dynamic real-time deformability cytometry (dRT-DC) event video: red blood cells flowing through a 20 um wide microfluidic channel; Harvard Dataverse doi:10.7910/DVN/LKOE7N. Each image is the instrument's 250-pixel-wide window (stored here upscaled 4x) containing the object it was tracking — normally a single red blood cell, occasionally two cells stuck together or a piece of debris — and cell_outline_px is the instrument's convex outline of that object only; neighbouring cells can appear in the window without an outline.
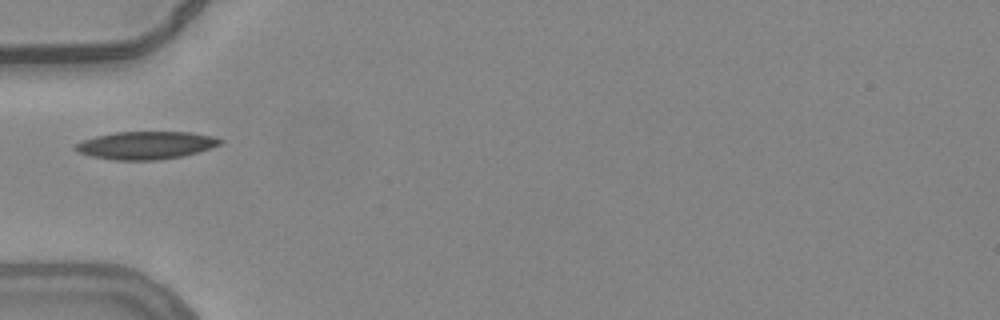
{"species": "common noctule bat (a hibernating species)", "species_latin": "Nyctalus noctula", "temperature_condition": "warm", "stored_images_in_passage": 37, "camera_frame_rate_fps": 3000, "um_per_image_px": 0.085, "animal": {"sex": "female", "body_mass_g": 24.6, "forearm_length_mm": 56.2}, "frame": {"image": 1, "passage_image": 1, "time_ms": 0.0, "image_size_px": [1000, 320], "cell_outline_px": [[224, 140], [220, 144], [212, 148], [184, 156], [156, 160], [112, 160], [92, 156], [80, 152], [72, 148], [76, 144], [84, 140], [96, 136], [116, 132], [192, 132], [212, 136]], "centroid_in_image_um": [12.43, 12.35], "position_along_channel_um": 72.6, "area_um2": 23.41}, "authors_computed_cell_mechanics": {"area_um2": 21.3282, "velocity_mm_per_s": 3.7666, "shape_relaxation_time_tau1_ms": 0.601, "shape_relaxation_time_tau2_ms": 11.2492, "deformation_change_tau1": null, "deformation_change_tau2": 0.2104}}